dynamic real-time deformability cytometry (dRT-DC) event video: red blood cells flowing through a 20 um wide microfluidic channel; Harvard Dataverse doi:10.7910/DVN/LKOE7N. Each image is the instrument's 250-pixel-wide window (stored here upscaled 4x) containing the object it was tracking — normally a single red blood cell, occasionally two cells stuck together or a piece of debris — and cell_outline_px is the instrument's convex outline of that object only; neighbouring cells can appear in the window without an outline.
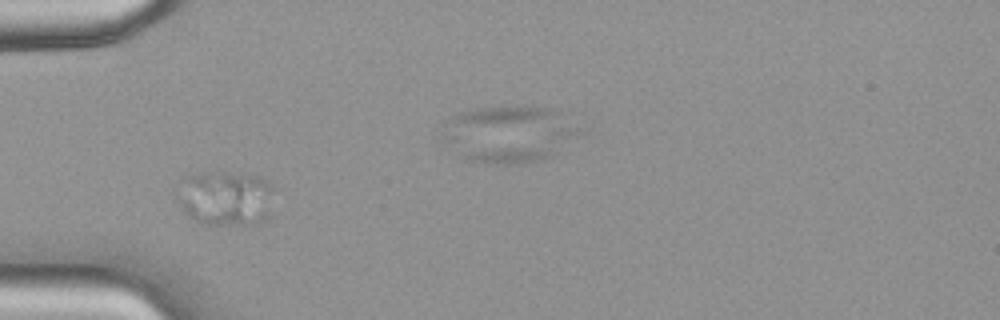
{"species": "common noctule bat (a hibernating species)", "species_latin": "Nyctalus noctula", "temperature_condition": "warm", "stored_images_in_passage": 41, "camera_frame_rate_fps": 3000, "um_per_image_px": 0.085, "animal": {"sex": "female", "body_mass_g": 18.4}, "frame": {"image": 1, "passage_image": 5, "time_ms": 1.333, "image_size_px": [1000, 320], "cell_outline_px": [[272, 188], [268, 220], [256, 224], [204, 224], [188, 216], [184, 212], [180, 204], [176, 192], [184, 176], [196, 172], [224, 172], [260, 176], [268, 180]], "centroid_in_image_um": [19.15, 16.83], "position_along_channel_um": 65.9, "area_um2": 31.27}}
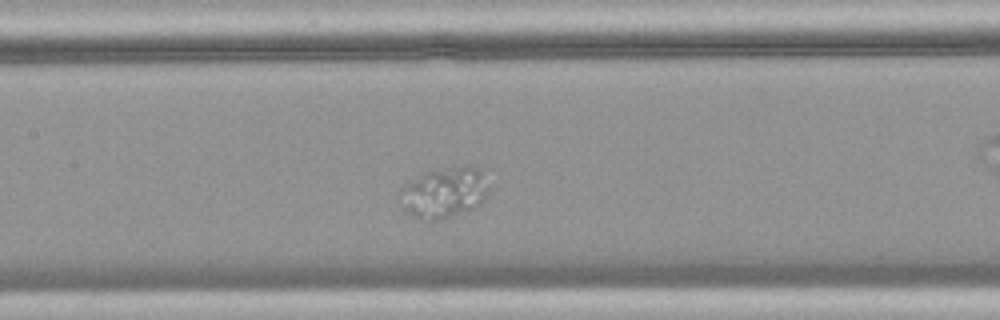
{"frame": {"image": 2, "passage_image": 13, "time_ms": 4.0, "image_size_px": [1000, 320], "cell_outline_px": [[488, 188], [484, 200], [476, 208], [468, 212], [444, 220], [420, 220], [412, 216], [404, 208], [400, 192], [400, 188], [404, 184], [432, 172], [456, 168], [476, 168], [480, 172]], "centroid_in_image_um": [37.75, 16.48], "position_along_channel_um": 169.6, "area_um2": 25.32}}
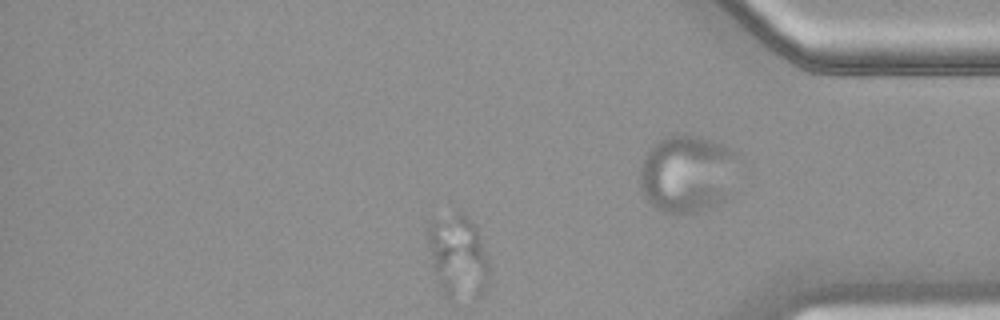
{"frame": {"image": 3, "passage_image": 32, "time_ms": 10.333, "image_size_px": [1000, 320], "cell_outline_px": [[488, 288], [476, 300], [448, 300], [444, 296], [436, 284], [428, 244], [428, 220], [456, 212], [460, 212], [476, 228], [488, 264]], "centroid_in_image_um": [38.89, 21.9], "position_along_channel_um": 396.3, "area_um2": 30.23}}